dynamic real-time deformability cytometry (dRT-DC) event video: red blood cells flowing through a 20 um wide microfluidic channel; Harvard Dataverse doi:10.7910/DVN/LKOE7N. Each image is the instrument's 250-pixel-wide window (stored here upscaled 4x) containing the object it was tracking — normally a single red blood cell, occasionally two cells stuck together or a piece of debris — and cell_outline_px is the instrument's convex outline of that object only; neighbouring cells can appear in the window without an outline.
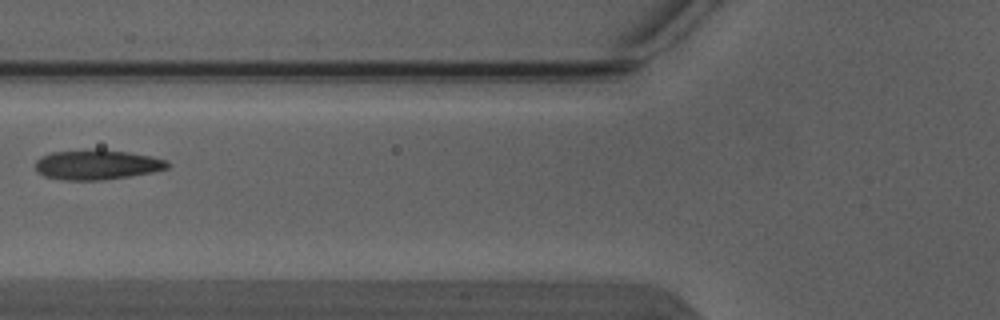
{"species": "Egyptian fruit bat (a non-hibernating species)", "species_latin": "Rousettus aegyptiacus", "temperature_condition": "warm", "stored_images_in_passage": 5, "camera_frame_rate_fps": 3000, "um_per_image_px": 0.085, "animal": {"sex": "male"}, "frame": {"image": 1, "passage_image": 5, "time_ms": 1.333, "image_size_px": [1000, 320], "cell_outline_px": [[168, 168], [152, 172], [128, 176], [100, 180], [64, 180], [44, 176], [36, 172], [36, 160], [40, 156], [52, 152], [88, 148], [96, 148], [128, 152], [152, 156], [164, 160], [168, 164]], "centroid_in_image_um": [8.18, 13.98], "position_along_channel_um": 117.6, "area_um2": 23.18}}